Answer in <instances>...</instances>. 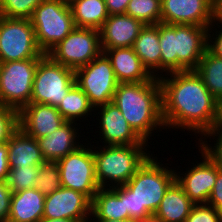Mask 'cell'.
Instances as JSON below:
<instances>
[{"label": "cell", "instance_id": "21", "mask_svg": "<svg viewBox=\"0 0 222 222\" xmlns=\"http://www.w3.org/2000/svg\"><path fill=\"white\" fill-rule=\"evenodd\" d=\"M9 168L40 166L46 160L40 151L38 140L18 127L7 141Z\"/></svg>", "mask_w": 222, "mask_h": 222}, {"label": "cell", "instance_id": "44", "mask_svg": "<svg viewBox=\"0 0 222 222\" xmlns=\"http://www.w3.org/2000/svg\"><path fill=\"white\" fill-rule=\"evenodd\" d=\"M90 222H132V220H112V219H90Z\"/></svg>", "mask_w": 222, "mask_h": 222}, {"label": "cell", "instance_id": "32", "mask_svg": "<svg viewBox=\"0 0 222 222\" xmlns=\"http://www.w3.org/2000/svg\"><path fill=\"white\" fill-rule=\"evenodd\" d=\"M44 0H0V16L30 19L34 9Z\"/></svg>", "mask_w": 222, "mask_h": 222}, {"label": "cell", "instance_id": "13", "mask_svg": "<svg viewBox=\"0 0 222 222\" xmlns=\"http://www.w3.org/2000/svg\"><path fill=\"white\" fill-rule=\"evenodd\" d=\"M198 150L202 158L200 162H191L193 165L185 168V173L181 172L183 169L175 168V180L194 204H207L216 182L217 165L203 151Z\"/></svg>", "mask_w": 222, "mask_h": 222}, {"label": "cell", "instance_id": "6", "mask_svg": "<svg viewBox=\"0 0 222 222\" xmlns=\"http://www.w3.org/2000/svg\"><path fill=\"white\" fill-rule=\"evenodd\" d=\"M38 47L47 54L76 26L70 5L62 0H44L30 18Z\"/></svg>", "mask_w": 222, "mask_h": 222}, {"label": "cell", "instance_id": "4", "mask_svg": "<svg viewBox=\"0 0 222 222\" xmlns=\"http://www.w3.org/2000/svg\"><path fill=\"white\" fill-rule=\"evenodd\" d=\"M207 30L197 25L159 23L160 77L171 72L196 70L207 49Z\"/></svg>", "mask_w": 222, "mask_h": 222}, {"label": "cell", "instance_id": "28", "mask_svg": "<svg viewBox=\"0 0 222 222\" xmlns=\"http://www.w3.org/2000/svg\"><path fill=\"white\" fill-rule=\"evenodd\" d=\"M209 92L218 100L222 97V58L205 50L195 70Z\"/></svg>", "mask_w": 222, "mask_h": 222}, {"label": "cell", "instance_id": "1", "mask_svg": "<svg viewBox=\"0 0 222 222\" xmlns=\"http://www.w3.org/2000/svg\"><path fill=\"white\" fill-rule=\"evenodd\" d=\"M158 79L166 133L171 128L186 130L198 140L199 135L201 138L211 130L216 117L217 99L195 70L171 72Z\"/></svg>", "mask_w": 222, "mask_h": 222}, {"label": "cell", "instance_id": "23", "mask_svg": "<svg viewBox=\"0 0 222 222\" xmlns=\"http://www.w3.org/2000/svg\"><path fill=\"white\" fill-rule=\"evenodd\" d=\"M91 219H129L124 206V185L100 188L97 191L92 200Z\"/></svg>", "mask_w": 222, "mask_h": 222}, {"label": "cell", "instance_id": "34", "mask_svg": "<svg viewBox=\"0 0 222 222\" xmlns=\"http://www.w3.org/2000/svg\"><path fill=\"white\" fill-rule=\"evenodd\" d=\"M18 127V111L0 104V143L7 142Z\"/></svg>", "mask_w": 222, "mask_h": 222}, {"label": "cell", "instance_id": "45", "mask_svg": "<svg viewBox=\"0 0 222 222\" xmlns=\"http://www.w3.org/2000/svg\"><path fill=\"white\" fill-rule=\"evenodd\" d=\"M132 222H161L157 220L153 215L145 218V219H139V220H132Z\"/></svg>", "mask_w": 222, "mask_h": 222}, {"label": "cell", "instance_id": "16", "mask_svg": "<svg viewBox=\"0 0 222 222\" xmlns=\"http://www.w3.org/2000/svg\"><path fill=\"white\" fill-rule=\"evenodd\" d=\"M214 0H161V23L209 27Z\"/></svg>", "mask_w": 222, "mask_h": 222}, {"label": "cell", "instance_id": "33", "mask_svg": "<svg viewBox=\"0 0 222 222\" xmlns=\"http://www.w3.org/2000/svg\"><path fill=\"white\" fill-rule=\"evenodd\" d=\"M208 138L210 140H207ZM212 138L213 140L215 139L216 141L214 140L213 142ZM197 143L196 146L198 145L197 147L222 169V130L211 129L201 138H198Z\"/></svg>", "mask_w": 222, "mask_h": 222}, {"label": "cell", "instance_id": "9", "mask_svg": "<svg viewBox=\"0 0 222 222\" xmlns=\"http://www.w3.org/2000/svg\"><path fill=\"white\" fill-rule=\"evenodd\" d=\"M88 137L87 143L61 158L57 165L60 170L61 186L79 191L92 201L100 187L95 174L94 144L89 135Z\"/></svg>", "mask_w": 222, "mask_h": 222}, {"label": "cell", "instance_id": "27", "mask_svg": "<svg viewBox=\"0 0 222 222\" xmlns=\"http://www.w3.org/2000/svg\"><path fill=\"white\" fill-rule=\"evenodd\" d=\"M57 109L67 122H87L90 116L94 119V107L77 84L63 97Z\"/></svg>", "mask_w": 222, "mask_h": 222}, {"label": "cell", "instance_id": "46", "mask_svg": "<svg viewBox=\"0 0 222 222\" xmlns=\"http://www.w3.org/2000/svg\"><path fill=\"white\" fill-rule=\"evenodd\" d=\"M65 4L70 5L76 0H62Z\"/></svg>", "mask_w": 222, "mask_h": 222}, {"label": "cell", "instance_id": "42", "mask_svg": "<svg viewBox=\"0 0 222 222\" xmlns=\"http://www.w3.org/2000/svg\"><path fill=\"white\" fill-rule=\"evenodd\" d=\"M211 129L222 130V97L217 100L216 117Z\"/></svg>", "mask_w": 222, "mask_h": 222}, {"label": "cell", "instance_id": "8", "mask_svg": "<svg viewBox=\"0 0 222 222\" xmlns=\"http://www.w3.org/2000/svg\"><path fill=\"white\" fill-rule=\"evenodd\" d=\"M40 59L0 63V104L19 112L30 103L34 76Z\"/></svg>", "mask_w": 222, "mask_h": 222}, {"label": "cell", "instance_id": "17", "mask_svg": "<svg viewBox=\"0 0 222 222\" xmlns=\"http://www.w3.org/2000/svg\"><path fill=\"white\" fill-rule=\"evenodd\" d=\"M67 121L56 107L29 103L18 112V125L29 136L39 139L59 129Z\"/></svg>", "mask_w": 222, "mask_h": 222}, {"label": "cell", "instance_id": "7", "mask_svg": "<svg viewBox=\"0 0 222 222\" xmlns=\"http://www.w3.org/2000/svg\"><path fill=\"white\" fill-rule=\"evenodd\" d=\"M76 85L75 71L53 61L45 54L36 68L30 103L58 107Z\"/></svg>", "mask_w": 222, "mask_h": 222}, {"label": "cell", "instance_id": "43", "mask_svg": "<svg viewBox=\"0 0 222 222\" xmlns=\"http://www.w3.org/2000/svg\"><path fill=\"white\" fill-rule=\"evenodd\" d=\"M40 222H78L77 220L74 219H49V218H42Z\"/></svg>", "mask_w": 222, "mask_h": 222}, {"label": "cell", "instance_id": "24", "mask_svg": "<svg viewBox=\"0 0 222 222\" xmlns=\"http://www.w3.org/2000/svg\"><path fill=\"white\" fill-rule=\"evenodd\" d=\"M194 205L175 180L165 191L153 216L161 222H185Z\"/></svg>", "mask_w": 222, "mask_h": 222}, {"label": "cell", "instance_id": "31", "mask_svg": "<svg viewBox=\"0 0 222 222\" xmlns=\"http://www.w3.org/2000/svg\"><path fill=\"white\" fill-rule=\"evenodd\" d=\"M39 166L16 167L9 169L7 183L12 193L35 188Z\"/></svg>", "mask_w": 222, "mask_h": 222}, {"label": "cell", "instance_id": "11", "mask_svg": "<svg viewBox=\"0 0 222 222\" xmlns=\"http://www.w3.org/2000/svg\"><path fill=\"white\" fill-rule=\"evenodd\" d=\"M102 53L100 30L75 27L47 55L74 71L89 64Z\"/></svg>", "mask_w": 222, "mask_h": 222}, {"label": "cell", "instance_id": "29", "mask_svg": "<svg viewBox=\"0 0 222 222\" xmlns=\"http://www.w3.org/2000/svg\"><path fill=\"white\" fill-rule=\"evenodd\" d=\"M125 14L144 25L161 23V0H130Z\"/></svg>", "mask_w": 222, "mask_h": 222}, {"label": "cell", "instance_id": "14", "mask_svg": "<svg viewBox=\"0 0 222 222\" xmlns=\"http://www.w3.org/2000/svg\"><path fill=\"white\" fill-rule=\"evenodd\" d=\"M98 111V112H97ZM97 115V116H96ZM96 117L95 134L98 132L99 139L102 145H132V144H150L143 141L130 127L126 118L123 116L119 108L113 103H107L105 105L94 108V118ZM98 123V124H97ZM99 130V131H98ZM101 138V140H100Z\"/></svg>", "mask_w": 222, "mask_h": 222}, {"label": "cell", "instance_id": "41", "mask_svg": "<svg viewBox=\"0 0 222 222\" xmlns=\"http://www.w3.org/2000/svg\"><path fill=\"white\" fill-rule=\"evenodd\" d=\"M213 24L222 26V0H214Z\"/></svg>", "mask_w": 222, "mask_h": 222}, {"label": "cell", "instance_id": "30", "mask_svg": "<svg viewBox=\"0 0 222 222\" xmlns=\"http://www.w3.org/2000/svg\"><path fill=\"white\" fill-rule=\"evenodd\" d=\"M61 187L60 170L57 162L45 161L39 166L35 188L45 196Z\"/></svg>", "mask_w": 222, "mask_h": 222}, {"label": "cell", "instance_id": "19", "mask_svg": "<svg viewBox=\"0 0 222 222\" xmlns=\"http://www.w3.org/2000/svg\"><path fill=\"white\" fill-rule=\"evenodd\" d=\"M144 24L126 14L109 15L100 29L102 52L106 49L133 47Z\"/></svg>", "mask_w": 222, "mask_h": 222}, {"label": "cell", "instance_id": "3", "mask_svg": "<svg viewBox=\"0 0 222 222\" xmlns=\"http://www.w3.org/2000/svg\"><path fill=\"white\" fill-rule=\"evenodd\" d=\"M151 154L135 175L124 184L125 212L129 220L148 218L156 212L165 191L175 181V167ZM169 165V166H167Z\"/></svg>", "mask_w": 222, "mask_h": 222}, {"label": "cell", "instance_id": "20", "mask_svg": "<svg viewBox=\"0 0 222 222\" xmlns=\"http://www.w3.org/2000/svg\"><path fill=\"white\" fill-rule=\"evenodd\" d=\"M103 53L108 57L119 83L150 81L153 78L133 47L106 49Z\"/></svg>", "mask_w": 222, "mask_h": 222}, {"label": "cell", "instance_id": "15", "mask_svg": "<svg viewBox=\"0 0 222 222\" xmlns=\"http://www.w3.org/2000/svg\"><path fill=\"white\" fill-rule=\"evenodd\" d=\"M92 201L83 193L60 187L45 196L43 218L90 222Z\"/></svg>", "mask_w": 222, "mask_h": 222}, {"label": "cell", "instance_id": "36", "mask_svg": "<svg viewBox=\"0 0 222 222\" xmlns=\"http://www.w3.org/2000/svg\"><path fill=\"white\" fill-rule=\"evenodd\" d=\"M217 28H219L220 30ZM207 49L215 56L222 58V26L214 25L212 23L208 27Z\"/></svg>", "mask_w": 222, "mask_h": 222}, {"label": "cell", "instance_id": "40", "mask_svg": "<svg viewBox=\"0 0 222 222\" xmlns=\"http://www.w3.org/2000/svg\"><path fill=\"white\" fill-rule=\"evenodd\" d=\"M7 142L0 143V181L7 180L9 172Z\"/></svg>", "mask_w": 222, "mask_h": 222}, {"label": "cell", "instance_id": "25", "mask_svg": "<svg viewBox=\"0 0 222 222\" xmlns=\"http://www.w3.org/2000/svg\"><path fill=\"white\" fill-rule=\"evenodd\" d=\"M133 49L148 72L153 77L160 78L159 23L144 25L133 44Z\"/></svg>", "mask_w": 222, "mask_h": 222}, {"label": "cell", "instance_id": "18", "mask_svg": "<svg viewBox=\"0 0 222 222\" xmlns=\"http://www.w3.org/2000/svg\"><path fill=\"white\" fill-rule=\"evenodd\" d=\"M81 125V123L66 122L53 133L37 139L43 158L46 161L57 162L80 147L87 140L85 132L82 134L79 130L83 127Z\"/></svg>", "mask_w": 222, "mask_h": 222}, {"label": "cell", "instance_id": "38", "mask_svg": "<svg viewBox=\"0 0 222 222\" xmlns=\"http://www.w3.org/2000/svg\"><path fill=\"white\" fill-rule=\"evenodd\" d=\"M207 204L222 213V169L217 165V178Z\"/></svg>", "mask_w": 222, "mask_h": 222}, {"label": "cell", "instance_id": "39", "mask_svg": "<svg viewBox=\"0 0 222 222\" xmlns=\"http://www.w3.org/2000/svg\"><path fill=\"white\" fill-rule=\"evenodd\" d=\"M130 0H105L109 15L125 14Z\"/></svg>", "mask_w": 222, "mask_h": 222}, {"label": "cell", "instance_id": "37", "mask_svg": "<svg viewBox=\"0 0 222 222\" xmlns=\"http://www.w3.org/2000/svg\"><path fill=\"white\" fill-rule=\"evenodd\" d=\"M12 191L6 180L0 181V222H7L9 218Z\"/></svg>", "mask_w": 222, "mask_h": 222}, {"label": "cell", "instance_id": "35", "mask_svg": "<svg viewBox=\"0 0 222 222\" xmlns=\"http://www.w3.org/2000/svg\"><path fill=\"white\" fill-rule=\"evenodd\" d=\"M185 222H222V213L208 204H195Z\"/></svg>", "mask_w": 222, "mask_h": 222}, {"label": "cell", "instance_id": "12", "mask_svg": "<svg viewBox=\"0 0 222 222\" xmlns=\"http://www.w3.org/2000/svg\"><path fill=\"white\" fill-rule=\"evenodd\" d=\"M75 80L94 108L112 102L119 84L103 52L89 64L76 69Z\"/></svg>", "mask_w": 222, "mask_h": 222}, {"label": "cell", "instance_id": "22", "mask_svg": "<svg viewBox=\"0 0 222 222\" xmlns=\"http://www.w3.org/2000/svg\"><path fill=\"white\" fill-rule=\"evenodd\" d=\"M45 195L36 188L12 193L7 222H40L44 213Z\"/></svg>", "mask_w": 222, "mask_h": 222}, {"label": "cell", "instance_id": "2", "mask_svg": "<svg viewBox=\"0 0 222 222\" xmlns=\"http://www.w3.org/2000/svg\"><path fill=\"white\" fill-rule=\"evenodd\" d=\"M112 102L119 108L134 132L150 145H154L151 144L150 137H154L155 132H161L162 129L165 131L158 78L153 77L150 81L143 82L119 83Z\"/></svg>", "mask_w": 222, "mask_h": 222}, {"label": "cell", "instance_id": "5", "mask_svg": "<svg viewBox=\"0 0 222 222\" xmlns=\"http://www.w3.org/2000/svg\"><path fill=\"white\" fill-rule=\"evenodd\" d=\"M92 142L98 145L93 147V155L100 188L126 184L154 153V150L149 151L148 144L99 145V141Z\"/></svg>", "mask_w": 222, "mask_h": 222}, {"label": "cell", "instance_id": "26", "mask_svg": "<svg viewBox=\"0 0 222 222\" xmlns=\"http://www.w3.org/2000/svg\"><path fill=\"white\" fill-rule=\"evenodd\" d=\"M70 8L78 28L100 30L109 17L105 0H76L70 4Z\"/></svg>", "mask_w": 222, "mask_h": 222}, {"label": "cell", "instance_id": "10", "mask_svg": "<svg viewBox=\"0 0 222 222\" xmlns=\"http://www.w3.org/2000/svg\"><path fill=\"white\" fill-rule=\"evenodd\" d=\"M30 19L0 16V63L42 58Z\"/></svg>", "mask_w": 222, "mask_h": 222}]
</instances>
